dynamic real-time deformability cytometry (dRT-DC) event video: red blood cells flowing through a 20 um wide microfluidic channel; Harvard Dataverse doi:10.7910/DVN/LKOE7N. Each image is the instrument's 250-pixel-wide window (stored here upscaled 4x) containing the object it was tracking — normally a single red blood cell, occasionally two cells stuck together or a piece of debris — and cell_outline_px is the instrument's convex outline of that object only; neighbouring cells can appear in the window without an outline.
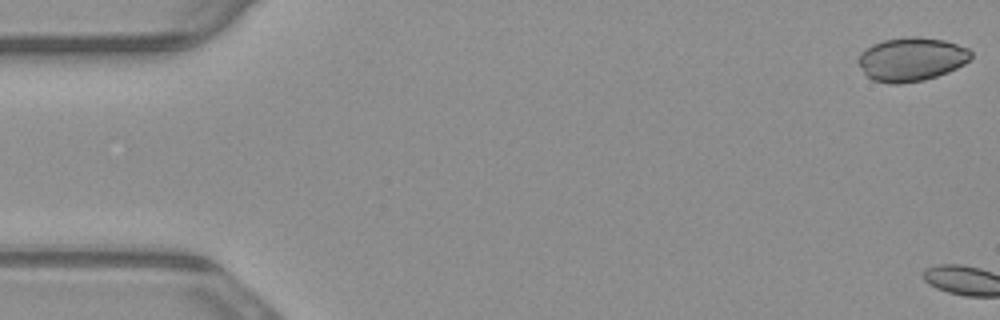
{"species": "common noctule bat (a hibernating species)", "species_latin": "Nyctalus noctula", "temperature_condition": "warm", "stored_images_in_passage": 3, "camera_frame_rate_fps": 3000, "um_per_image_px": 0.085, "animal": {"sex": "male", "body_mass_g": 23.1, "forearm_length_mm": 52.7}, "frame": {"image": 1, "passage_image": 1, "time_ms": 0.0, "image_size_px": [1000, 320], "cell_outline_px": [[972, 56], [964, 64], [948, 72], [924, 80], [900, 84], [888, 84], [872, 80], [864, 72], [856, 60], [860, 52], [872, 44], [884, 40], [908, 36], [916, 36], [944, 40], [968, 48], [972, 52]], "centroid_in_image_um": [77.44, 5.04], "position_along_channel_um": 7.6, "area_um2": 28.84}}